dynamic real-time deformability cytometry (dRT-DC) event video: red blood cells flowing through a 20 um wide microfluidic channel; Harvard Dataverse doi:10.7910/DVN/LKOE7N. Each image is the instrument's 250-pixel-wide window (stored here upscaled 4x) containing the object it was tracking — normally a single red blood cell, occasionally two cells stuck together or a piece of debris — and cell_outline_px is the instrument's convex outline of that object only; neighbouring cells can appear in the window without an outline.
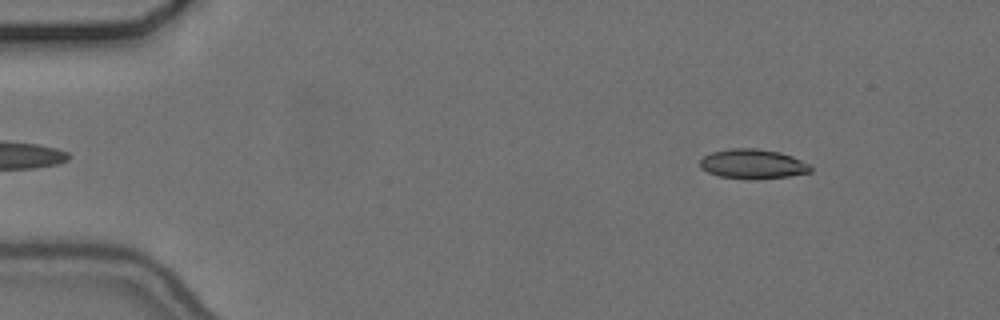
{"species": "common noctule bat (a hibernating species)", "species_latin": "Nyctalus noctula", "temperature_condition": "cold", "stored_images_in_passage": 51, "camera_frame_rate_fps": 3000, "um_per_image_px": 0.085, "animal": {"sex": "female", "body_mass_g": 24.6, "forearm_length_mm": 56.2}, "frame": {"image": 1, "passage_image": 2, "time_ms": 0.333, "image_size_px": [1000, 320], "cell_outline_px": [[812, 172], [788, 176], [756, 180], [752, 180], [720, 176], [708, 172], [700, 168], [700, 160], [704, 156], [712, 152], [732, 148], [756, 148], [780, 152], [792, 156], [808, 164], [812, 168]], "centroid_in_image_um": [63.99, 13.94], "position_along_channel_um": 21.0, "area_um2": 19.13}}
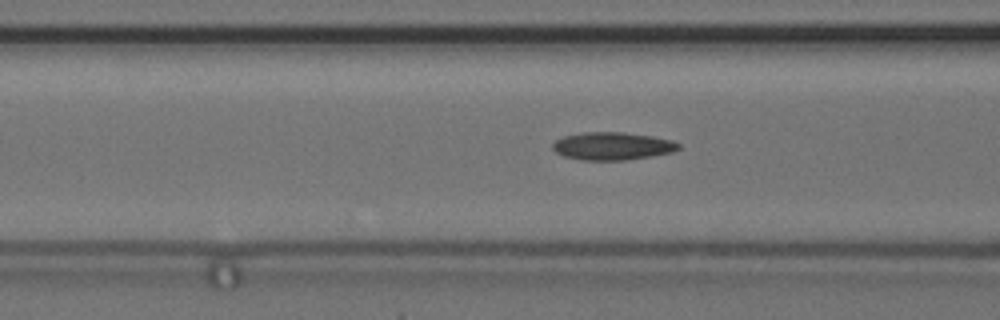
{"frame": {"image": 2, "passage_image": 17, "time_ms": 5.333, "image_size_px": [1000, 320], "cell_outline_px": [[680, 148], [672, 152], [652, 156], [624, 160], [580, 160], [564, 156], [556, 152], [552, 148], [552, 144], [556, 140], [564, 136], [584, 132], [620, 132], [652, 136], [672, 140], [680, 144]], "centroid_in_image_um": [52.05, 12.42], "position_along_channel_um": 114.6, "area_um2": 20.35}}
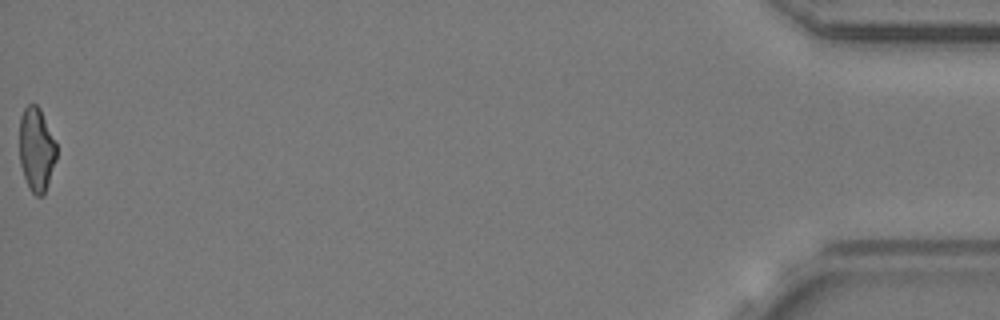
{"frame": {"image": 3, "passage_image": 51, "time_ms": 16.667, "image_size_px": [1000, 320], "cell_outline_px": [[56, 160], [44, 196], [36, 196], [32, 192], [24, 176], [20, 164], [20, 116], [24, 108], [28, 104], [36, 104], [40, 108], [56, 144]], "centroid_in_image_um": [3.1, 12.7], "position_along_channel_um": 432.1, "area_um2": 17.98}, "authors_computed_cell_mechanics": {"area_um2": 19.4786, "velocity_mm_per_s": 3.6846, "shape_relaxation_time_tau1_ms": null, "shape_relaxation_time_tau2_ms": 3.7268, "deformation_change_tau1": null, "deformation_change_tau2": 0.1222}}